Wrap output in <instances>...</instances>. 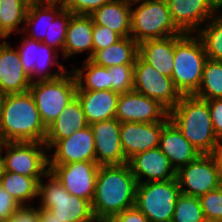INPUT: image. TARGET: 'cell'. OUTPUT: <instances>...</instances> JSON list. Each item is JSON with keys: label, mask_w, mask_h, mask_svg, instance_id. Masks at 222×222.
<instances>
[{"label": "cell", "mask_w": 222, "mask_h": 222, "mask_svg": "<svg viewBox=\"0 0 222 222\" xmlns=\"http://www.w3.org/2000/svg\"><path fill=\"white\" fill-rule=\"evenodd\" d=\"M44 177L48 181H39L38 208L50 210L57 218L65 222H97L91 203L78 196L69 194L56 176L49 170Z\"/></svg>", "instance_id": "obj_5"}, {"label": "cell", "mask_w": 222, "mask_h": 222, "mask_svg": "<svg viewBox=\"0 0 222 222\" xmlns=\"http://www.w3.org/2000/svg\"><path fill=\"white\" fill-rule=\"evenodd\" d=\"M207 24V25H206ZM198 32L207 58L222 61V12L211 17Z\"/></svg>", "instance_id": "obj_34"}, {"label": "cell", "mask_w": 222, "mask_h": 222, "mask_svg": "<svg viewBox=\"0 0 222 222\" xmlns=\"http://www.w3.org/2000/svg\"><path fill=\"white\" fill-rule=\"evenodd\" d=\"M181 193L201 197L222 184V169L216 154H201L176 171Z\"/></svg>", "instance_id": "obj_9"}, {"label": "cell", "mask_w": 222, "mask_h": 222, "mask_svg": "<svg viewBox=\"0 0 222 222\" xmlns=\"http://www.w3.org/2000/svg\"><path fill=\"white\" fill-rule=\"evenodd\" d=\"M109 222H149V220L136 206H133L115 215Z\"/></svg>", "instance_id": "obj_43"}, {"label": "cell", "mask_w": 222, "mask_h": 222, "mask_svg": "<svg viewBox=\"0 0 222 222\" xmlns=\"http://www.w3.org/2000/svg\"><path fill=\"white\" fill-rule=\"evenodd\" d=\"M120 126L116 118L90 124L95 142V162L98 165L128 163L121 145Z\"/></svg>", "instance_id": "obj_15"}, {"label": "cell", "mask_w": 222, "mask_h": 222, "mask_svg": "<svg viewBox=\"0 0 222 222\" xmlns=\"http://www.w3.org/2000/svg\"><path fill=\"white\" fill-rule=\"evenodd\" d=\"M137 55L138 43L130 36L122 37L111 46L94 51L89 60L107 68L115 65H134Z\"/></svg>", "instance_id": "obj_27"}, {"label": "cell", "mask_w": 222, "mask_h": 222, "mask_svg": "<svg viewBox=\"0 0 222 222\" xmlns=\"http://www.w3.org/2000/svg\"><path fill=\"white\" fill-rule=\"evenodd\" d=\"M0 134L6 142H42L47 127L30 92L6 94L0 108Z\"/></svg>", "instance_id": "obj_2"}, {"label": "cell", "mask_w": 222, "mask_h": 222, "mask_svg": "<svg viewBox=\"0 0 222 222\" xmlns=\"http://www.w3.org/2000/svg\"><path fill=\"white\" fill-rule=\"evenodd\" d=\"M137 182L128 163L99 165L92 212L97 222H109L115 215L135 206Z\"/></svg>", "instance_id": "obj_1"}, {"label": "cell", "mask_w": 222, "mask_h": 222, "mask_svg": "<svg viewBox=\"0 0 222 222\" xmlns=\"http://www.w3.org/2000/svg\"><path fill=\"white\" fill-rule=\"evenodd\" d=\"M206 221L222 222V185L199 197Z\"/></svg>", "instance_id": "obj_37"}, {"label": "cell", "mask_w": 222, "mask_h": 222, "mask_svg": "<svg viewBox=\"0 0 222 222\" xmlns=\"http://www.w3.org/2000/svg\"><path fill=\"white\" fill-rule=\"evenodd\" d=\"M93 24L90 15L72 14L67 27L63 49L62 56L64 59L84 51L89 52L86 59L91 58L94 53L92 40Z\"/></svg>", "instance_id": "obj_24"}, {"label": "cell", "mask_w": 222, "mask_h": 222, "mask_svg": "<svg viewBox=\"0 0 222 222\" xmlns=\"http://www.w3.org/2000/svg\"><path fill=\"white\" fill-rule=\"evenodd\" d=\"M93 23L108 27L121 37H130L131 0H112L90 14Z\"/></svg>", "instance_id": "obj_26"}, {"label": "cell", "mask_w": 222, "mask_h": 222, "mask_svg": "<svg viewBox=\"0 0 222 222\" xmlns=\"http://www.w3.org/2000/svg\"><path fill=\"white\" fill-rule=\"evenodd\" d=\"M207 59L204 45L197 35H175L174 66L171 79L181 95H194L198 91Z\"/></svg>", "instance_id": "obj_4"}, {"label": "cell", "mask_w": 222, "mask_h": 222, "mask_svg": "<svg viewBox=\"0 0 222 222\" xmlns=\"http://www.w3.org/2000/svg\"><path fill=\"white\" fill-rule=\"evenodd\" d=\"M5 142L6 141L4 140L3 136L0 134V153L3 151Z\"/></svg>", "instance_id": "obj_48"}, {"label": "cell", "mask_w": 222, "mask_h": 222, "mask_svg": "<svg viewBox=\"0 0 222 222\" xmlns=\"http://www.w3.org/2000/svg\"><path fill=\"white\" fill-rule=\"evenodd\" d=\"M213 7L215 9V13L219 14V10H221L220 8H222V0H211Z\"/></svg>", "instance_id": "obj_45"}, {"label": "cell", "mask_w": 222, "mask_h": 222, "mask_svg": "<svg viewBox=\"0 0 222 222\" xmlns=\"http://www.w3.org/2000/svg\"><path fill=\"white\" fill-rule=\"evenodd\" d=\"M121 38L118 33L108 27L93 24L92 40L94 51L109 47Z\"/></svg>", "instance_id": "obj_38"}, {"label": "cell", "mask_w": 222, "mask_h": 222, "mask_svg": "<svg viewBox=\"0 0 222 222\" xmlns=\"http://www.w3.org/2000/svg\"><path fill=\"white\" fill-rule=\"evenodd\" d=\"M32 81L24 71L17 49L0 44V92L3 95L28 92Z\"/></svg>", "instance_id": "obj_20"}, {"label": "cell", "mask_w": 222, "mask_h": 222, "mask_svg": "<svg viewBox=\"0 0 222 222\" xmlns=\"http://www.w3.org/2000/svg\"><path fill=\"white\" fill-rule=\"evenodd\" d=\"M135 4L139 5L133 8ZM177 34L184 33L175 26L166 0H131L130 36L138 44Z\"/></svg>", "instance_id": "obj_6"}, {"label": "cell", "mask_w": 222, "mask_h": 222, "mask_svg": "<svg viewBox=\"0 0 222 222\" xmlns=\"http://www.w3.org/2000/svg\"><path fill=\"white\" fill-rule=\"evenodd\" d=\"M25 37L24 40H22L21 45L17 48V51L24 71L30 77L32 82L54 80L67 72V70L64 69V66L57 61L56 57L59 55L57 50L43 42L31 39L28 36ZM54 64H60L58 72L55 73L49 70Z\"/></svg>", "instance_id": "obj_12"}, {"label": "cell", "mask_w": 222, "mask_h": 222, "mask_svg": "<svg viewBox=\"0 0 222 222\" xmlns=\"http://www.w3.org/2000/svg\"><path fill=\"white\" fill-rule=\"evenodd\" d=\"M109 90L125 93L133 90L134 65H115L107 67Z\"/></svg>", "instance_id": "obj_36"}, {"label": "cell", "mask_w": 222, "mask_h": 222, "mask_svg": "<svg viewBox=\"0 0 222 222\" xmlns=\"http://www.w3.org/2000/svg\"><path fill=\"white\" fill-rule=\"evenodd\" d=\"M133 90L158 101L168 111L175 107L182 96L171 77L161 74L139 55L134 62Z\"/></svg>", "instance_id": "obj_11"}, {"label": "cell", "mask_w": 222, "mask_h": 222, "mask_svg": "<svg viewBox=\"0 0 222 222\" xmlns=\"http://www.w3.org/2000/svg\"><path fill=\"white\" fill-rule=\"evenodd\" d=\"M4 171L44 177L49 171L48 148L42 142H5Z\"/></svg>", "instance_id": "obj_10"}, {"label": "cell", "mask_w": 222, "mask_h": 222, "mask_svg": "<svg viewBox=\"0 0 222 222\" xmlns=\"http://www.w3.org/2000/svg\"><path fill=\"white\" fill-rule=\"evenodd\" d=\"M38 25H41L42 29L39 28ZM29 28H31V30ZM40 29L44 33L41 32ZM48 29L49 0H31L26 11L23 32L25 31L26 36L29 38L42 42L44 38H48Z\"/></svg>", "instance_id": "obj_30"}, {"label": "cell", "mask_w": 222, "mask_h": 222, "mask_svg": "<svg viewBox=\"0 0 222 222\" xmlns=\"http://www.w3.org/2000/svg\"><path fill=\"white\" fill-rule=\"evenodd\" d=\"M55 148L49 165H65L73 162H95V142L90 125L74 132L70 137L58 140L52 147Z\"/></svg>", "instance_id": "obj_16"}, {"label": "cell", "mask_w": 222, "mask_h": 222, "mask_svg": "<svg viewBox=\"0 0 222 222\" xmlns=\"http://www.w3.org/2000/svg\"><path fill=\"white\" fill-rule=\"evenodd\" d=\"M2 38V42H0V44L1 43H4V42H6V38H8L4 33H3V31L1 30V28H0V39ZM4 39V40H3Z\"/></svg>", "instance_id": "obj_49"}, {"label": "cell", "mask_w": 222, "mask_h": 222, "mask_svg": "<svg viewBox=\"0 0 222 222\" xmlns=\"http://www.w3.org/2000/svg\"><path fill=\"white\" fill-rule=\"evenodd\" d=\"M21 206L0 185V222H8L9 218Z\"/></svg>", "instance_id": "obj_40"}, {"label": "cell", "mask_w": 222, "mask_h": 222, "mask_svg": "<svg viewBox=\"0 0 222 222\" xmlns=\"http://www.w3.org/2000/svg\"><path fill=\"white\" fill-rule=\"evenodd\" d=\"M84 62V67L72 70L77 80L76 90H109L107 68L98 66L89 59H86Z\"/></svg>", "instance_id": "obj_33"}, {"label": "cell", "mask_w": 222, "mask_h": 222, "mask_svg": "<svg viewBox=\"0 0 222 222\" xmlns=\"http://www.w3.org/2000/svg\"><path fill=\"white\" fill-rule=\"evenodd\" d=\"M159 149L168 157L176 171L201 155L171 120L163 126Z\"/></svg>", "instance_id": "obj_21"}, {"label": "cell", "mask_w": 222, "mask_h": 222, "mask_svg": "<svg viewBox=\"0 0 222 222\" xmlns=\"http://www.w3.org/2000/svg\"><path fill=\"white\" fill-rule=\"evenodd\" d=\"M169 111L158 101L131 90L120 93L115 118L120 122H162Z\"/></svg>", "instance_id": "obj_14"}, {"label": "cell", "mask_w": 222, "mask_h": 222, "mask_svg": "<svg viewBox=\"0 0 222 222\" xmlns=\"http://www.w3.org/2000/svg\"><path fill=\"white\" fill-rule=\"evenodd\" d=\"M120 93L112 90H76L87 123L114 119Z\"/></svg>", "instance_id": "obj_22"}, {"label": "cell", "mask_w": 222, "mask_h": 222, "mask_svg": "<svg viewBox=\"0 0 222 222\" xmlns=\"http://www.w3.org/2000/svg\"><path fill=\"white\" fill-rule=\"evenodd\" d=\"M77 80L72 70L54 80H40L31 83L32 95L41 119L48 127L67 104L76 97Z\"/></svg>", "instance_id": "obj_7"}, {"label": "cell", "mask_w": 222, "mask_h": 222, "mask_svg": "<svg viewBox=\"0 0 222 222\" xmlns=\"http://www.w3.org/2000/svg\"><path fill=\"white\" fill-rule=\"evenodd\" d=\"M99 165L96 162H73L65 165H49V170L73 195L92 202Z\"/></svg>", "instance_id": "obj_13"}, {"label": "cell", "mask_w": 222, "mask_h": 222, "mask_svg": "<svg viewBox=\"0 0 222 222\" xmlns=\"http://www.w3.org/2000/svg\"><path fill=\"white\" fill-rule=\"evenodd\" d=\"M194 96L205 101L222 99V61L206 60L200 87Z\"/></svg>", "instance_id": "obj_31"}, {"label": "cell", "mask_w": 222, "mask_h": 222, "mask_svg": "<svg viewBox=\"0 0 222 222\" xmlns=\"http://www.w3.org/2000/svg\"><path fill=\"white\" fill-rule=\"evenodd\" d=\"M208 105L214 133L220 142L222 140V99L210 100L208 101Z\"/></svg>", "instance_id": "obj_41"}, {"label": "cell", "mask_w": 222, "mask_h": 222, "mask_svg": "<svg viewBox=\"0 0 222 222\" xmlns=\"http://www.w3.org/2000/svg\"><path fill=\"white\" fill-rule=\"evenodd\" d=\"M4 152V149L3 151L0 153V177L3 175L4 173V158H3V153Z\"/></svg>", "instance_id": "obj_47"}, {"label": "cell", "mask_w": 222, "mask_h": 222, "mask_svg": "<svg viewBox=\"0 0 222 222\" xmlns=\"http://www.w3.org/2000/svg\"><path fill=\"white\" fill-rule=\"evenodd\" d=\"M175 53V35L145 40L138 44V55L167 77L172 76Z\"/></svg>", "instance_id": "obj_25"}, {"label": "cell", "mask_w": 222, "mask_h": 222, "mask_svg": "<svg viewBox=\"0 0 222 222\" xmlns=\"http://www.w3.org/2000/svg\"><path fill=\"white\" fill-rule=\"evenodd\" d=\"M8 222H39L38 208L21 206L8 220Z\"/></svg>", "instance_id": "obj_42"}, {"label": "cell", "mask_w": 222, "mask_h": 222, "mask_svg": "<svg viewBox=\"0 0 222 222\" xmlns=\"http://www.w3.org/2000/svg\"><path fill=\"white\" fill-rule=\"evenodd\" d=\"M198 197L180 194L177 198L171 222H205Z\"/></svg>", "instance_id": "obj_35"}, {"label": "cell", "mask_w": 222, "mask_h": 222, "mask_svg": "<svg viewBox=\"0 0 222 222\" xmlns=\"http://www.w3.org/2000/svg\"><path fill=\"white\" fill-rule=\"evenodd\" d=\"M180 194L176 178L139 183L136 187L135 206L149 222H171Z\"/></svg>", "instance_id": "obj_8"}, {"label": "cell", "mask_w": 222, "mask_h": 222, "mask_svg": "<svg viewBox=\"0 0 222 222\" xmlns=\"http://www.w3.org/2000/svg\"><path fill=\"white\" fill-rule=\"evenodd\" d=\"M72 12L64 9L59 0H49V29L48 38L42 41L44 44L58 51L61 49L63 54L67 27L72 17Z\"/></svg>", "instance_id": "obj_29"}, {"label": "cell", "mask_w": 222, "mask_h": 222, "mask_svg": "<svg viewBox=\"0 0 222 222\" xmlns=\"http://www.w3.org/2000/svg\"><path fill=\"white\" fill-rule=\"evenodd\" d=\"M128 164L137 184L176 178V170L159 147L135 154ZM144 178L147 180H142Z\"/></svg>", "instance_id": "obj_19"}, {"label": "cell", "mask_w": 222, "mask_h": 222, "mask_svg": "<svg viewBox=\"0 0 222 222\" xmlns=\"http://www.w3.org/2000/svg\"><path fill=\"white\" fill-rule=\"evenodd\" d=\"M64 9L73 14L90 15L94 10L112 0H59Z\"/></svg>", "instance_id": "obj_39"}, {"label": "cell", "mask_w": 222, "mask_h": 222, "mask_svg": "<svg viewBox=\"0 0 222 222\" xmlns=\"http://www.w3.org/2000/svg\"><path fill=\"white\" fill-rule=\"evenodd\" d=\"M3 96H4V95L0 92V108H1V102H2Z\"/></svg>", "instance_id": "obj_50"}, {"label": "cell", "mask_w": 222, "mask_h": 222, "mask_svg": "<svg viewBox=\"0 0 222 222\" xmlns=\"http://www.w3.org/2000/svg\"><path fill=\"white\" fill-rule=\"evenodd\" d=\"M39 222H65L61 221L50 210L38 208Z\"/></svg>", "instance_id": "obj_44"}, {"label": "cell", "mask_w": 222, "mask_h": 222, "mask_svg": "<svg viewBox=\"0 0 222 222\" xmlns=\"http://www.w3.org/2000/svg\"><path fill=\"white\" fill-rule=\"evenodd\" d=\"M170 120L200 154H216L219 141L214 133L208 101L182 95L169 111Z\"/></svg>", "instance_id": "obj_3"}, {"label": "cell", "mask_w": 222, "mask_h": 222, "mask_svg": "<svg viewBox=\"0 0 222 222\" xmlns=\"http://www.w3.org/2000/svg\"><path fill=\"white\" fill-rule=\"evenodd\" d=\"M216 155L218 157V160L220 162V167L222 169V140L218 144V149H217Z\"/></svg>", "instance_id": "obj_46"}, {"label": "cell", "mask_w": 222, "mask_h": 222, "mask_svg": "<svg viewBox=\"0 0 222 222\" xmlns=\"http://www.w3.org/2000/svg\"><path fill=\"white\" fill-rule=\"evenodd\" d=\"M31 0H0V28L9 37L14 31L23 32L26 11Z\"/></svg>", "instance_id": "obj_32"}, {"label": "cell", "mask_w": 222, "mask_h": 222, "mask_svg": "<svg viewBox=\"0 0 222 222\" xmlns=\"http://www.w3.org/2000/svg\"><path fill=\"white\" fill-rule=\"evenodd\" d=\"M88 125L82 105L78 98L75 97L67 104L56 120L47 127L44 144L50 151L58 140L70 137L74 132Z\"/></svg>", "instance_id": "obj_23"}, {"label": "cell", "mask_w": 222, "mask_h": 222, "mask_svg": "<svg viewBox=\"0 0 222 222\" xmlns=\"http://www.w3.org/2000/svg\"><path fill=\"white\" fill-rule=\"evenodd\" d=\"M42 178L4 171L0 177V185L20 206H30V200L32 202L33 198L38 197V185Z\"/></svg>", "instance_id": "obj_28"}, {"label": "cell", "mask_w": 222, "mask_h": 222, "mask_svg": "<svg viewBox=\"0 0 222 222\" xmlns=\"http://www.w3.org/2000/svg\"><path fill=\"white\" fill-rule=\"evenodd\" d=\"M175 26L184 34L197 33L215 13L211 0H166Z\"/></svg>", "instance_id": "obj_18"}, {"label": "cell", "mask_w": 222, "mask_h": 222, "mask_svg": "<svg viewBox=\"0 0 222 222\" xmlns=\"http://www.w3.org/2000/svg\"><path fill=\"white\" fill-rule=\"evenodd\" d=\"M169 120L168 116L162 122H122L120 137L126 159L129 160L137 153L159 147L163 126Z\"/></svg>", "instance_id": "obj_17"}]
</instances>
